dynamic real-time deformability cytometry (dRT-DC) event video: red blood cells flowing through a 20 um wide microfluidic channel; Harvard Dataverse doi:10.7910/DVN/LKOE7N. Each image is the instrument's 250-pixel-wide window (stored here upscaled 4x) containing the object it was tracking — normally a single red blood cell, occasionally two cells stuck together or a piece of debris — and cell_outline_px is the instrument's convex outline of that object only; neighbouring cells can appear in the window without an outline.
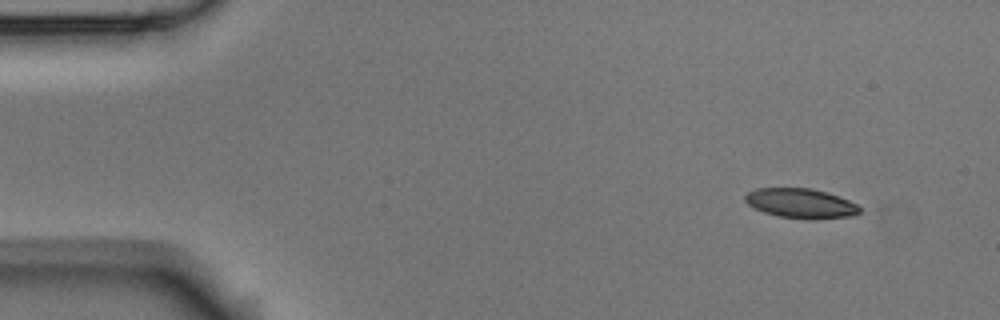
{"species": "Egyptian fruit bat (a non-hibernating species)", "species_latin": "Rousettus aegyptiacus", "temperature_condition": "room temperature", "stored_images_in_passage": 4, "camera_frame_rate_fps": 3000, "um_per_image_px": 0.085, "animal": {"sex": "male"}, "frame": {"image": 1, "passage_image": 1, "time_ms": 0.0, "image_size_px": [1000, 320], "cell_outline_px": [[860, 212], [852, 216], [780, 216], [764, 212], [748, 204], [744, 200], [744, 196], [748, 192], [756, 188], [812, 188], [828, 192], [848, 200], [856, 204], [860, 208]], "centroid_in_image_um": [68.01, 17.21], "position_along_channel_um": 17.0, "area_um2": 18.79}}